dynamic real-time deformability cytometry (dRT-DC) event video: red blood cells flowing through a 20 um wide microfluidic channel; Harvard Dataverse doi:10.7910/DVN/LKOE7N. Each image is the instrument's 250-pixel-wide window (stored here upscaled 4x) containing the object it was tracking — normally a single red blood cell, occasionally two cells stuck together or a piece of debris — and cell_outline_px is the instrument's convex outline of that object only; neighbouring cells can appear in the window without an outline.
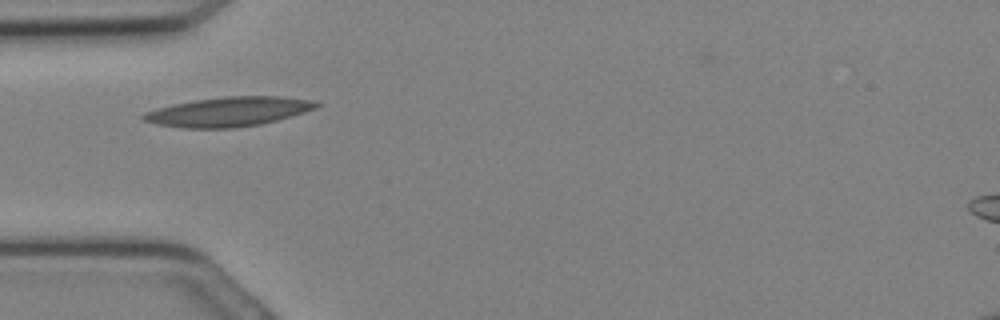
{"species": "Egyptian fruit bat (a non-hibernating species)", "species_latin": "Rousettus aegyptiacus", "temperature_condition": "cold", "stored_images_in_passage": 10, "camera_frame_rate_fps": 3000, "um_per_image_px": 0.085, "animal": {"sex": "female"}, "frame": {"image": 1, "passage_image": 1, "time_ms": 0.0, "image_size_px": [1000, 320], "cell_outline_px": [[324, 104], [316, 108], [304, 112], [276, 120], [260, 124], [232, 128], [180, 128], [156, 124], [144, 120], [140, 116], [144, 112], [156, 108], [172, 104], [196, 100], [224, 96], [280, 96], [308, 100]], "centroid_in_image_um": [19.38, 9.49], "position_along_channel_um": 65.6, "area_um2": 29.59}}
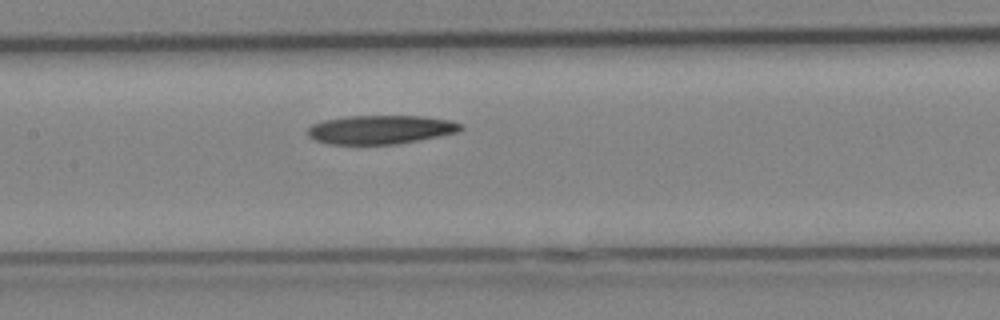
{"frame": {"image": 2, "passage_image": 6, "time_ms": 1.667, "image_size_px": [1000, 320], "cell_outline_px": [[464, 128], [456, 132], [396, 144], [328, 144], [316, 140], [308, 136], [308, 128], [312, 124], [324, 120], [352, 116], [420, 116], [448, 120], [464, 124]], "centroid_in_image_um": [32.33, 11.01], "position_along_channel_um": 175.1, "area_um2": 25.32}}
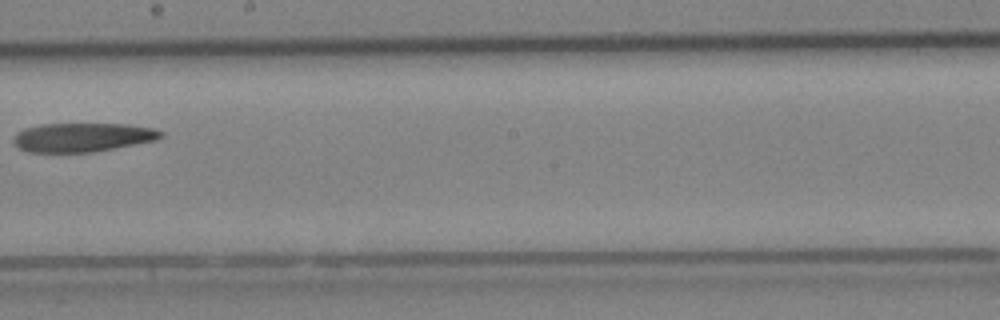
{"frame": {"image": 3, "passage_image": 9, "time_ms": 2.667, "image_size_px": [1000, 320], "cell_outline_px": [[164, 136], [156, 140], [92, 152], [28, 152], [20, 148], [12, 140], [24, 128], [40, 124], [128, 124], [152, 128], [164, 132]], "centroid_in_image_um": [7.04, 11.66], "position_along_channel_um": 241.2, "area_um2": 24.62}}